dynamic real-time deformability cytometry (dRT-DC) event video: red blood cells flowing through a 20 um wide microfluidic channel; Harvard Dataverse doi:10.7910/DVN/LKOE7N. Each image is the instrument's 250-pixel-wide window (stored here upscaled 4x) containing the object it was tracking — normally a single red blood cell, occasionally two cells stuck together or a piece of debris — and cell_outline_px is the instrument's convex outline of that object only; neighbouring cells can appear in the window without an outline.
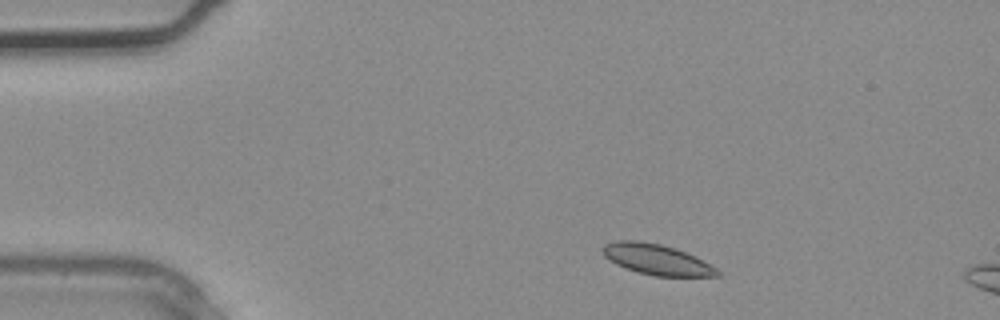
{"species": "common noctule bat (a hibernating species)", "species_latin": "Nyctalus noctula", "temperature_condition": "warm", "stored_images_in_passage": 1, "camera_frame_rate_fps": 3000, "um_per_image_px": 0.085, "animal": {"sex": "male", "body_mass_g": 20.4}, "frame": {"image": 1, "passage_image": 1, "time_ms": 0.0, "image_size_px": [1000, 320], "cell_outline_px": [[720, 276], [656, 276], [640, 272], [616, 264], [604, 256], [600, 248], [604, 244], [616, 240], [636, 240], [660, 244], [676, 248], [716, 268], [720, 272]], "centroid_in_image_um": [55.76, 22.04], "position_along_channel_um": 29.2, "area_um2": 20.06}}